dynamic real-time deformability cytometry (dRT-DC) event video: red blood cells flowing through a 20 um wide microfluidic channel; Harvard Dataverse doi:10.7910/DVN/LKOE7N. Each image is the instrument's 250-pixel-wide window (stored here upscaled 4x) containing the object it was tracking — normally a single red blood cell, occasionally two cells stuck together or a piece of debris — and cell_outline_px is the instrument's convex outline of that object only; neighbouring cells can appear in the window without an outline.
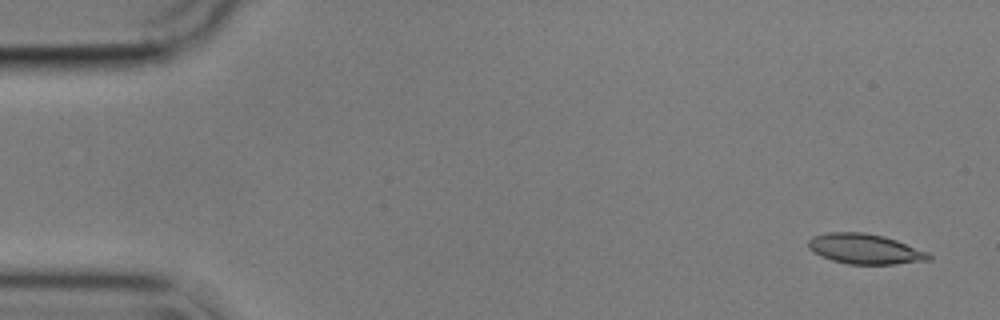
{"species": "common noctule bat (a hibernating species)", "species_latin": "Nyctalus noctula", "temperature_condition": "cold", "stored_images_in_passage": 10, "camera_frame_rate_fps": 3000, "um_per_image_px": 0.085, "animal": {"sex": "male", "body_mass_g": 17.9}, "frame": {"image": 1, "passage_image": 3, "time_ms": 0.667, "image_size_px": [1000, 320], "cell_outline_px": [[932, 260], [896, 264], [848, 264], [832, 260], [820, 256], [808, 248], [808, 240], [812, 236], [828, 232], [864, 232], [884, 236], [896, 240], [928, 252], [932, 256]], "centroid_in_image_um": [73.52, 21.16], "position_along_channel_um": 11.5, "area_um2": 21.27}}